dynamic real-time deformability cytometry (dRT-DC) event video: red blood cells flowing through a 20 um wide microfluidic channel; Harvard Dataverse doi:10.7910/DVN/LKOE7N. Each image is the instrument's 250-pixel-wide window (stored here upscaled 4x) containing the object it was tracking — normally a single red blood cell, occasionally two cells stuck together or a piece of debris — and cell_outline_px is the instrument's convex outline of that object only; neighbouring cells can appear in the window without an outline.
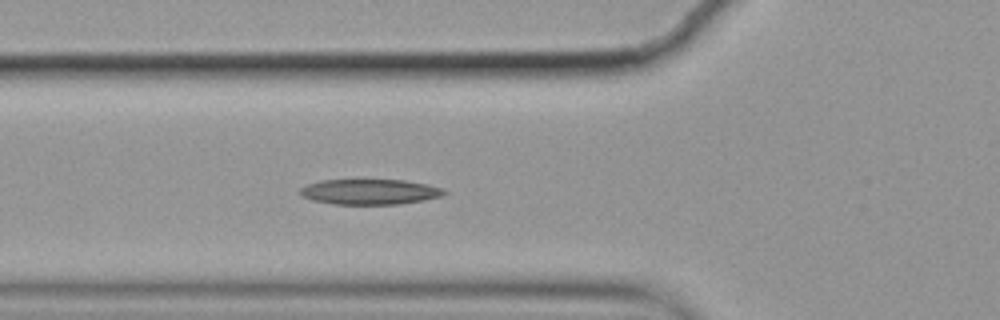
{"species": "common noctule bat (a hibernating species)", "species_latin": "Nyctalus noctula", "temperature_condition": "cold", "stored_images_in_passage": 5, "camera_frame_rate_fps": 3000, "um_per_image_px": 0.085, "animal": {"sex": "female", "body_mass_g": 19.9}, "frame": {"image": 1, "passage_image": 4, "time_ms": 1.0, "image_size_px": [1000, 320], "cell_outline_px": [[448, 192], [440, 196], [424, 200], [400, 204], [332, 204], [312, 200], [304, 196], [300, 192], [300, 188], [308, 184], [324, 180], [404, 180], [428, 184], [444, 188]], "centroid_in_image_um": [31.48, 16.3], "position_along_channel_um": 94.3, "area_um2": 21.21}}